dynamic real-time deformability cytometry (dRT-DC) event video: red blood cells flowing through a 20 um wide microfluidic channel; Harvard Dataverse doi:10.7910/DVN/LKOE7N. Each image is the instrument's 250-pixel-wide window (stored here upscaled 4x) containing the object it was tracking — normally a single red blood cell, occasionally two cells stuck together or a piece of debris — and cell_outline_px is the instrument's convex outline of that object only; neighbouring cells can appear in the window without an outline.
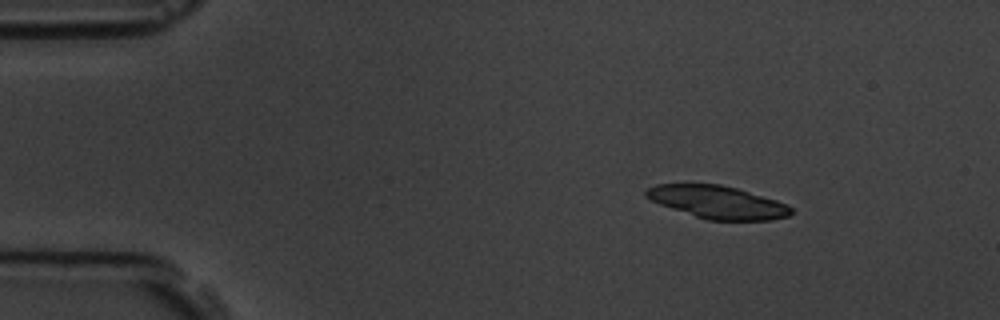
{"species": "common noctule bat (a hibernating species)", "species_latin": "Nyctalus noctula", "temperature_condition": "room temperature", "stored_images_in_passage": 7, "segment_of_instrument_passage": [1, 2], "camera_frame_rate_fps": 3000, "um_per_image_px": 0.085, "animal": {"sex": "male", "body_mass_g": 19.5, "forearm_length_mm": 54.6}, "frame": {"image": 1, "passage_image": 1, "time_ms": 0.0, "image_size_px": [1000, 320], "cell_outline_px": [[792, 212], [788, 216], [772, 220], [708, 220], [660, 204], [644, 196], [644, 192], [648, 188], [656, 184], [720, 184], [736, 188], [776, 200], [788, 204], [792, 208]], "centroid_in_image_um": [61.01, 17.18], "position_along_channel_um": 24.0, "area_um2": 27.4}}